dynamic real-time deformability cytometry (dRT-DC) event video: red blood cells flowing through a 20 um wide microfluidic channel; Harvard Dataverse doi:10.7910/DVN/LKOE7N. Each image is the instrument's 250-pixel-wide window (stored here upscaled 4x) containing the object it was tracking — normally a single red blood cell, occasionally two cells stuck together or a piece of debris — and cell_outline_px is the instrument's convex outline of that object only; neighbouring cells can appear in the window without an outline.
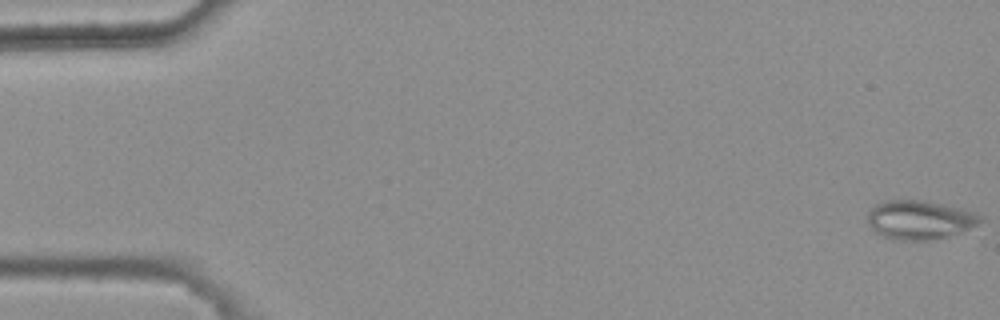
{"species": "common noctule bat (a hibernating species)", "species_latin": "Nyctalus noctula", "temperature_condition": "warm", "stored_images_in_passage": 6, "camera_frame_rate_fps": 3000, "um_per_image_px": 0.085, "animal": {"sex": "female", "body_mass_g": 25.1}, "frame": {"image": 1, "passage_image": 1, "time_ms": 0.0, "image_size_px": [1000, 320], "cell_outline_px": [[984, 220], [960, 232], [948, 236], [932, 240], [896, 240], [880, 236], [868, 224], [868, 208], [884, 200], [924, 200], [964, 208], [976, 212], [984, 216]], "centroid_in_image_um": [78.17, 18.67], "position_along_channel_um": 6.8, "area_um2": 25.95}}